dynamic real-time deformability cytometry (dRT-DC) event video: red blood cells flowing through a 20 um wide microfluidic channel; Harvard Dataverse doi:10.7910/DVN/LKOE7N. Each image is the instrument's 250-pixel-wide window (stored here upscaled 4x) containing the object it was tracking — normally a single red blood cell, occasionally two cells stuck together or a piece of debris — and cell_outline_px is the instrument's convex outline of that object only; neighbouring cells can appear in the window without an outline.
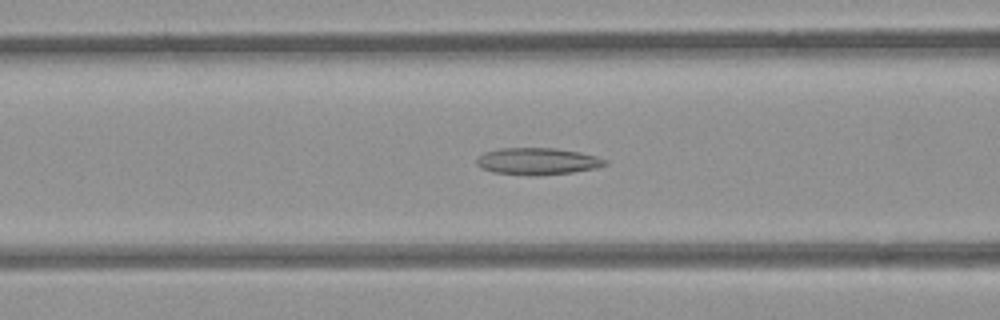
{"species": "common noctule bat (a hibernating species)", "species_latin": "Nyctalus noctula", "temperature_condition": "room temperature", "stored_images_in_passage": 54, "camera_frame_rate_fps": 3000, "um_per_image_px": 0.085, "animal": {"sex": "female", "body_mass_g": 21.9}, "frame": {"image": 1, "passage_image": 21, "time_ms": 6.667, "image_size_px": [1000, 320], "cell_outline_px": [[608, 164], [596, 168], [572, 172], [536, 176], [532, 176], [492, 172], [480, 168], [476, 164], [476, 160], [484, 152], [500, 148], [556, 148], [580, 152], [596, 156], [608, 160]], "centroid_in_image_um": [45.69, 13.71], "position_along_channel_um": 120.9, "area_um2": 20.29}}
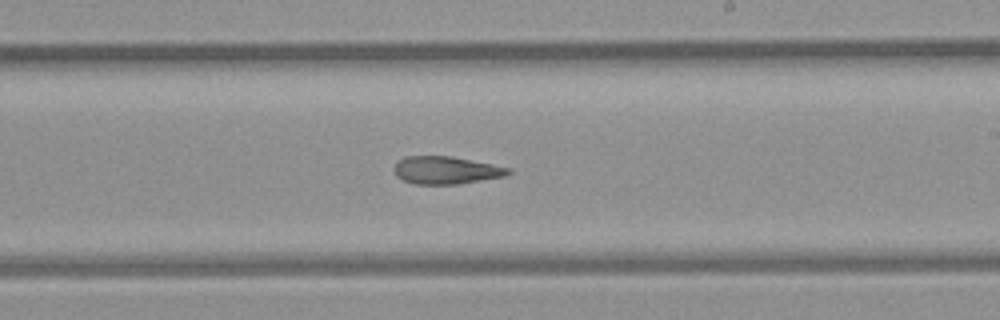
{"frame": {"image": 2, "passage_image": 31, "time_ms": 10.0, "image_size_px": [1000, 320], "cell_outline_px": [[512, 172], [504, 176], [460, 184], [412, 184], [396, 176], [392, 168], [396, 160], [404, 156], [452, 156], [512, 168]], "centroid_in_image_um": [37.87, 14.46], "position_along_channel_um": 251.1, "area_um2": 18.67}}
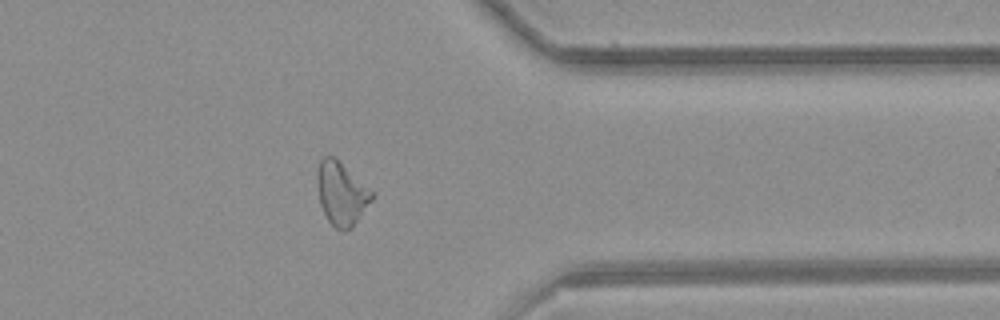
{"frame": {"image": 3, "passage_image": 42, "time_ms": 13.667, "image_size_px": [1000, 320], "cell_outline_px": [[376, 196], [352, 228], [336, 228], [328, 220], [320, 204], [316, 180], [316, 176], [320, 160], [324, 156], [332, 156], [372, 192]], "centroid_in_image_um": [29.01, 16.47], "position_along_channel_um": 382.4, "area_um2": 19.54}, "authors_computed_cell_mechanics": {"area_um2": 20.23, "velocity_mm_per_s": 3.906, "shape_relaxation_time_tau1_ms": null, "shape_relaxation_time_tau2_ms": 5.2317, "deformation_change_tau1": null, "deformation_change_tau2": 0.1535}}